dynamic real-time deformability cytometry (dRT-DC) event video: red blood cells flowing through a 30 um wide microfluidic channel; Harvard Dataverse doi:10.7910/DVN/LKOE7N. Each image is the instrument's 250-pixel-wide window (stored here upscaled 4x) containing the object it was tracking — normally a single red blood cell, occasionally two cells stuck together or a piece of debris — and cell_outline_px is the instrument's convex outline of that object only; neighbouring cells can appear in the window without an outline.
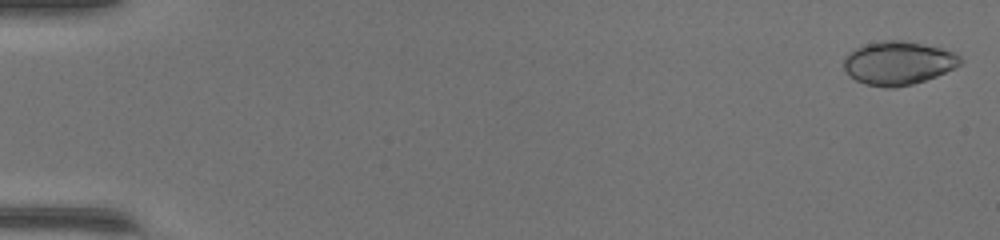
{"species": "common noctule bat (a hibernating species)", "species_latin": "Nyctalus noctula", "temperature_condition": "warm", "stored_images_in_passage": 10, "camera_frame_rate_fps": 3000, "um_per_image_px": 0.085, "animal": {"sex": "female", "body_mass_g": 17.0, "forearm_length_mm": 48.0}, "frame": {"image": 1, "passage_image": 2, "time_ms": 0.333, "image_size_px": [1000, 240], "cell_outline_px": [[964, 60], [960, 64], [936, 76], [912, 84], [896, 88], [884, 88], [864, 84], [848, 76], [844, 68], [844, 56], [848, 52], [864, 44], [880, 40], [904, 40], [940, 48], [956, 52]], "centroid_in_image_um": [76.31, 5.36], "position_along_channel_um": 8.7, "area_um2": 29.77}}